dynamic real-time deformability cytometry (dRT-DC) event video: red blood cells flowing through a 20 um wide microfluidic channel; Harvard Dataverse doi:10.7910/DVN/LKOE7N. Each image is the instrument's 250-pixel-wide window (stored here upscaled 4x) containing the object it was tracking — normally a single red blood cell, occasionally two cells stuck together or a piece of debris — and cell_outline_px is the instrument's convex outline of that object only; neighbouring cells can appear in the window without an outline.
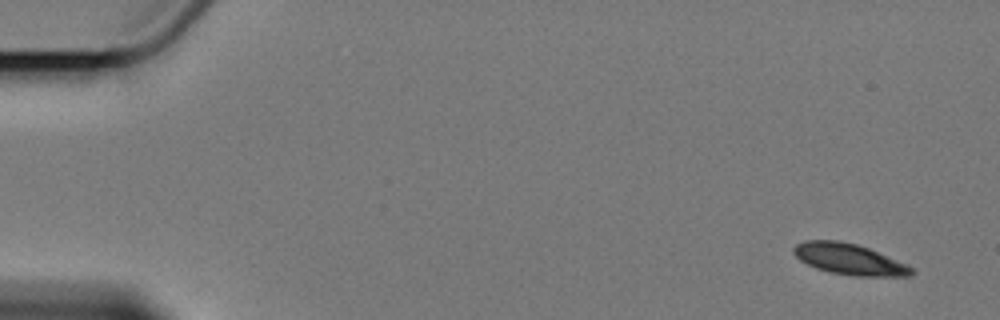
{"species": "Egyptian fruit bat (a non-hibernating species)", "species_latin": "Rousettus aegyptiacus", "temperature_condition": "cold", "stored_images_in_passage": 4, "camera_frame_rate_fps": 3000, "um_per_image_px": 0.085, "animal": {"sex": "female"}, "frame": {"image": 1, "passage_image": 1, "time_ms": 0.0, "image_size_px": [1000, 320], "cell_outline_px": [[916, 272], [912, 276], [852, 276], [832, 272], [816, 268], [800, 260], [792, 252], [792, 248], [796, 244], [804, 240], [836, 240], [856, 244], [868, 248], [908, 264]], "centroid_in_image_um": [72.2, 22.03], "position_along_channel_um": 12.8, "area_um2": 21.33}}